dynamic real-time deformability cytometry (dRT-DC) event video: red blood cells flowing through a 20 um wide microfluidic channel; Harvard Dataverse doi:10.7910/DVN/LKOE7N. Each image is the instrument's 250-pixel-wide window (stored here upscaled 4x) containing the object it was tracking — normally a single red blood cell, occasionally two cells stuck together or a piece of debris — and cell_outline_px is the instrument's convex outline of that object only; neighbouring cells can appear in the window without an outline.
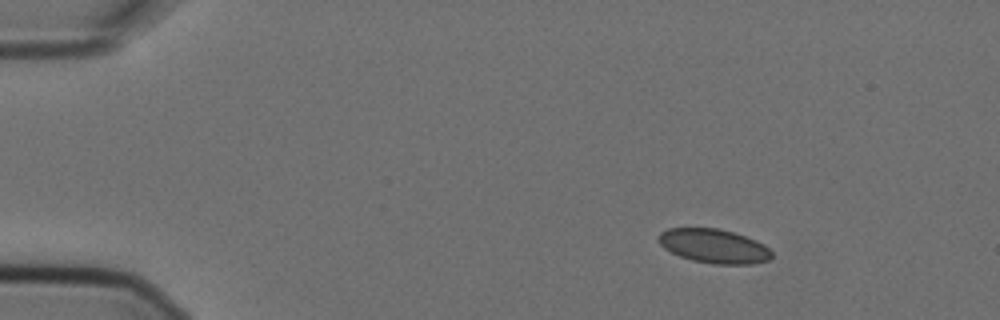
{"species": "Egyptian fruit bat (a non-hibernating species)", "species_latin": "Rousettus aegyptiacus", "temperature_condition": "cold", "stored_images_in_passage": 6, "camera_frame_rate_fps": 3000, "um_per_image_px": 0.085, "animal": {"sex": "female"}, "frame": {"image": 1, "passage_image": 1, "time_ms": 0.0, "image_size_px": [1000, 320], "cell_outline_px": [[772, 256], [768, 260], [752, 264], [712, 264], [692, 260], [680, 256], [664, 248], [660, 244], [660, 232], [668, 228], [720, 228], [756, 240], [764, 244], [772, 252]], "centroid_in_image_um": [60.7, 20.92], "position_along_channel_um": 24.3, "area_um2": 22.37}}
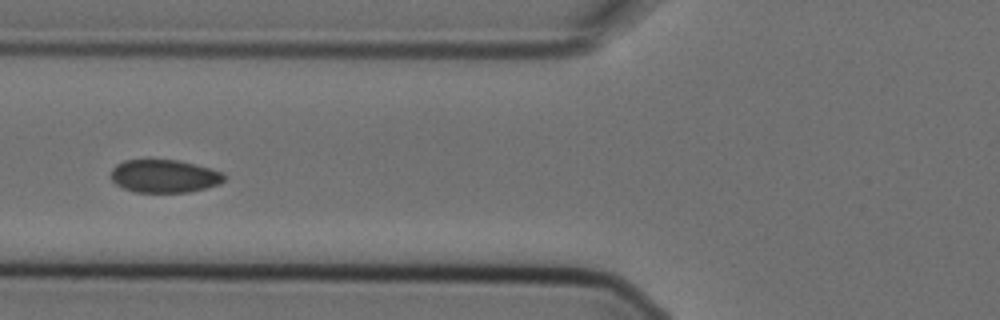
{"frame": {"image": 2, "passage_image": 4, "time_ms": 1.0, "image_size_px": [1000, 320], "cell_outline_px": [[224, 180], [220, 184], [188, 192], [136, 192], [124, 188], [116, 184], [112, 180], [112, 168], [116, 164], [124, 160], [176, 160], [196, 164], [224, 172]], "centroid_in_image_um": [13.98, 14.97], "position_along_channel_um": 111.8, "area_um2": 21.68}}
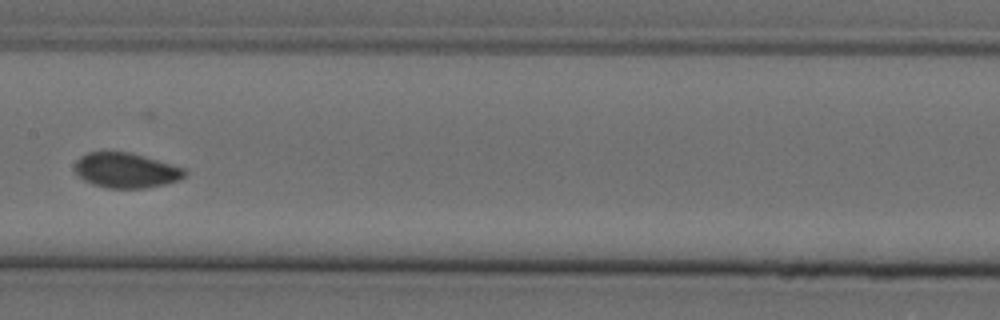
{"frame": {"image": 3, "passage_image": 6, "time_ms": 1.667, "image_size_px": [1000, 320], "cell_outline_px": [[188, 172], [180, 180], [164, 184], [144, 188], [108, 188], [92, 184], [84, 180], [76, 172], [76, 160], [80, 156], [88, 152], [132, 152], [184, 168]], "centroid_in_image_um": [10.73, 14.48], "position_along_channel_um": 196.7, "area_um2": 22.37}}